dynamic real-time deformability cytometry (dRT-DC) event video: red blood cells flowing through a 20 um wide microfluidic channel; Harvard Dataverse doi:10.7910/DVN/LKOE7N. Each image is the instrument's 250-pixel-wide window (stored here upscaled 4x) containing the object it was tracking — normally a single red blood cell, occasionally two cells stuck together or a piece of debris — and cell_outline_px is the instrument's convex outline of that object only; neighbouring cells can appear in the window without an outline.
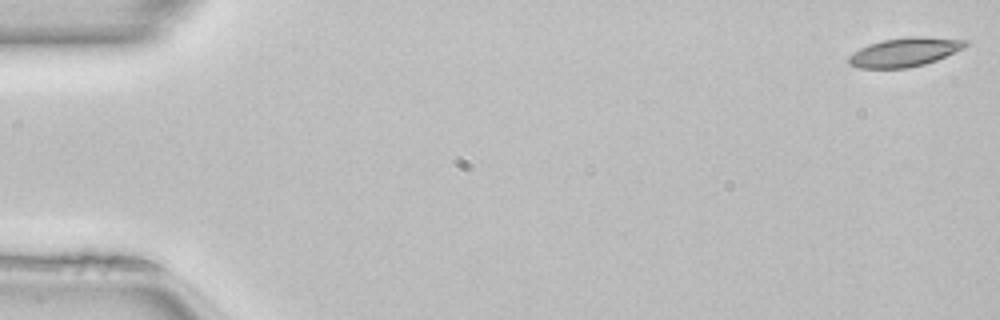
{"species": "common noctule bat (a hibernating species)", "species_latin": "Nyctalus noctula", "temperature_condition": "room temperature", "stored_images_in_passage": 50, "camera_frame_rate_fps": 3000, "um_per_image_px": 0.085, "animal": {"sex": "female", "body_mass_g": 22.7, "forearm_length_mm": 54.2}, "frame": {"image": 1, "passage_image": 1, "time_ms": 0.0, "image_size_px": [1000, 320], "cell_outline_px": [[968, 44], [964, 48], [936, 60], [924, 64], [908, 68], [860, 68], [848, 64], [848, 56], [860, 48], [868, 44], [884, 40], [908, 36], [924, 36], [968, 40]], "centroid_in_image_um": [76.9, 4.42], "position_along_channel_um": 8.1, "area_um2": 19.71}}
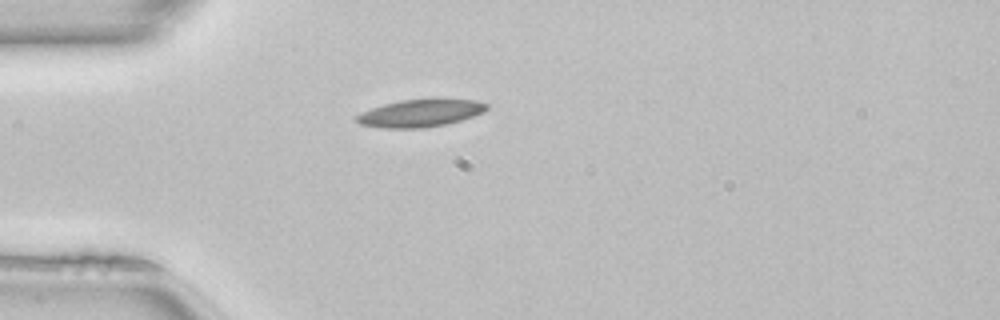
{"frame": {"image": 2, "passage_image": 14, "time_ms": 4.333, "image_size_px": [1000, 320], "cell_outline_px": [[488, 108], [484, 112], [448, 124], [424, 128], [384, 128], [360, 124], [356, 120], [356, 116], [360, 112], [384, 104], [400, 100], [476, 100], [488, 104]], "centroid_in_image_um": [35.71, 9.63], "position_along_channel_um": 49.3, "area_um2": 20.52}}
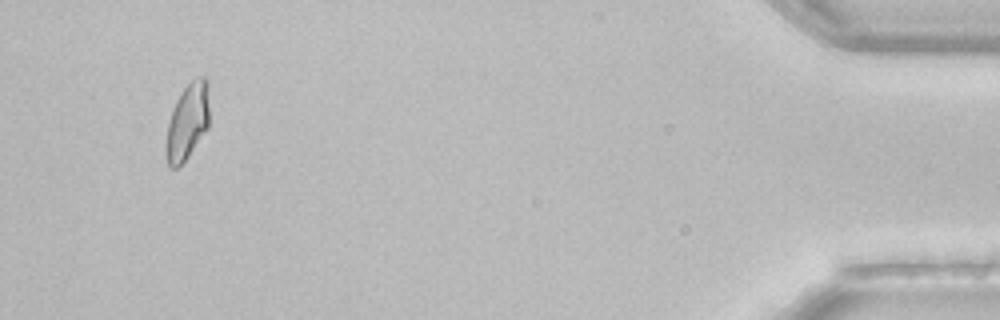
{"frame": {"image": 3, "passage_image": 48, "time_ms": 15.667, "image_size_px": [1000, 320], "cell_outline_px": [[208, 128], [188, 156], [176, 168], [168, 168], [168, 124], [172, 108], [180, 92], [196, 76], [204, 76], [208, 80]], "centroid_in_image_um": [15.97, 10.26], "position_along_channel_um": 419.2, "area_um2": 18.79}, "authors_computed_cell_mechanics": {"area_um2": 19.5653, "velocity_mm_per_s": 4.0825, "shape_relaxation_time_tau1_ms": null, "shape_relaxation_time_tau2_ms": 9.0953, "deformation_change_tau1": null, "deformation_change_tau2": 0.1672}}